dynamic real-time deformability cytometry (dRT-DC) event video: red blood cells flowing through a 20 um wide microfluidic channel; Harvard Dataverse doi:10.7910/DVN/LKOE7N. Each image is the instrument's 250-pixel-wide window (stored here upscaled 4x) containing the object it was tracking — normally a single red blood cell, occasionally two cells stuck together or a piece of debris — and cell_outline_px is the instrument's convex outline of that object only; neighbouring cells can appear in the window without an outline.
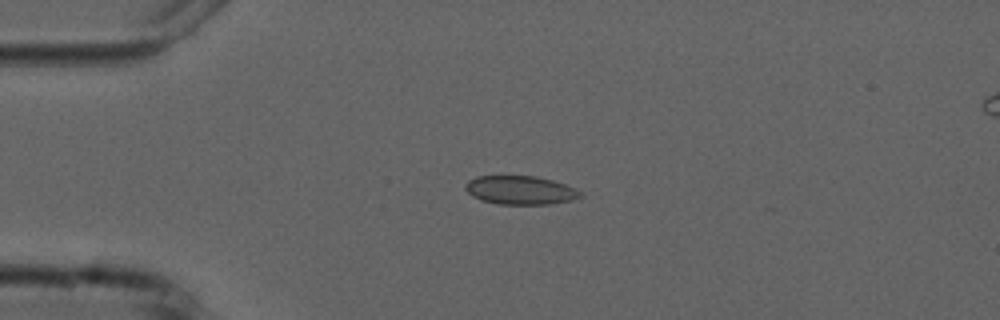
{"species": "common noctule bat (a hibernating species)", "species_latin": "Nyctalus noctula", "temperature_condition": "cold", "stored_images_in_passage": 5, "camera_frame_rate_fps": 3000, "um_per_image_px": 0.085, "animal": {"sex": "male", "forearm_length_mm": 52.5}, "frame": {"image": 1, "passage_image": 3, "time_ms": 2.333, "image_size_px": [1000, 320], "cell_outline_px": [[584, 196], [572, 200], [548, 204], [496, 204], [480, 200], [472, 196], [464, 188], [464, 184], [468, 180], [476, 176], [536, 176], [552, 180], [576, 188]], "centroid_in_image_um": [44.2, 16.16], "position_along_channel_um": 40.8, "area_um2": 19.31}}